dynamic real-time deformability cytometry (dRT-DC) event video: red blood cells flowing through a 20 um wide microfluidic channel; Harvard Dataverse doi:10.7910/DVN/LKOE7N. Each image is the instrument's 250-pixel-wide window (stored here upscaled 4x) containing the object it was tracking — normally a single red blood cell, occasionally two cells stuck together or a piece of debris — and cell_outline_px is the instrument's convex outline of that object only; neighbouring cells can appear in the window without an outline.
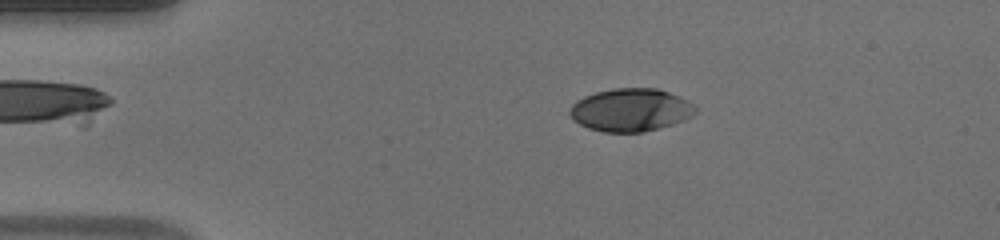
{"species": "human", "species_latin": "Homo sapiens", "temperature_condition": "warm", "stored_images_in_passage": 52, "camera_frame_rate_fps": 3000, "um_per_image_px": 0.085, "donor": {"sex": "male"}, "frame": {"image": 1, "passage_image": 10, "time_ms": 3.0, "image_size_px": [1000, 240], "cell_outline_px": [[696, 112], [692, 116], [684, 120], [672, 124], [644, 132], [604, 132], [588, 128], [572, 120], [568, 112], [572, 104], [576, 100], [584, 96], [596, 92], [612, 88], [656, 88], [680, 96], [692, 104], [696, 108]], "centroid_in_image_um": [53.57, 9.34], "position_along_channel_um": 31.4, "area_um2": 31.5}}
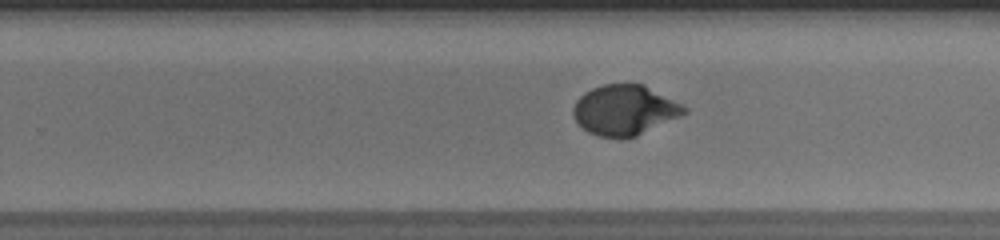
{"frame": {"image": 2, "passage_image": 33, "time_ms": 10.667, "image_size_px": [1000, 240], "cell_outline_px": [[688, 112], [680, 116], [636, 136], [620, 140], [600, 136], [588, 132], [576, 120], [572, 112], [572, 108], [576, 100], [584, 92], [592, 88], [604, 84], [644, 84], [688, 108]], "centroid_in_image_um": [53.07, 9.37], "position_along_channel_um": 276.7, "area_um2": 32.43}}
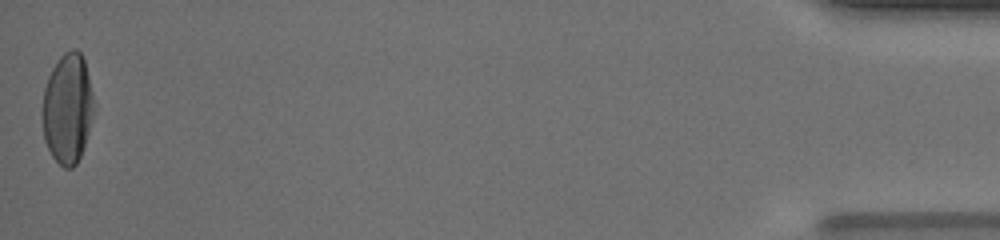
{"frame": {"image": 3, "passage_image": 52, "time_ms": 17.0, "image_size_px": [1000, 240], "cell_outline_px": [[96, 104], [88, 132], [80, 156], [76, 164], [72, 168], [64, 168], [52, 156], [44, 140], [44, 88], [48, 76], [52, 68], [60, 56], [64, 52], [72, 48], [76, 48], [80, 52], [84, 60]], "centroid_in_image_um": [5.77, 9.19], "position_along_channel_um": 429.4, "area_um2": 32.83}, "authors_computed_cell_mechanics": {"area_um2": 31.8478, "velocity_mm_per_s": 3.9138, "shape_relaxation_time_tau1_ms": 4.1407, "shape_relaxation_time_tau2_ms": null, "deformation_change_tau1": 0.2137, "deformation_change_tau2": null}}